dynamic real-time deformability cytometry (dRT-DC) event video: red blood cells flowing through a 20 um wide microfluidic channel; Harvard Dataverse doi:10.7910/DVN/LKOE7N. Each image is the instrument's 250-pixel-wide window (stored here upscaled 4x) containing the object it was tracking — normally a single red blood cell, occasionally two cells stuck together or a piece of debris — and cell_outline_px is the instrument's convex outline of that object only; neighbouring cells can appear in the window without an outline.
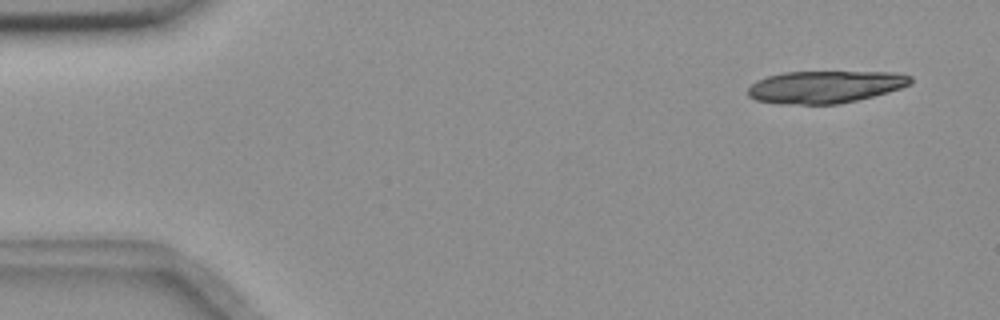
{"species": "common noctule bat (a hibernating species)", "species_latin": "Nyctalus noctula", "temperature_condition": "room temperature", "stored_images_in_passage": 10, "camera_frame_rate_fps": 3000, "um_per_image_px": 0.085, "animal": {"sex": "female", "body_mass_g": 18.4}, "frame": {"image": 1, "passage_image": 2, "time_ms": 0.333, "image_size_px": [1000, 320], "cell_outline_px": [[912, 84], [888, 92], [840, 104], [780, 104], [756, 100], [748, 96], [748, 88], [756, 80], [768, 76], [784, 72], [896, 72], [912, 76]], "centroid_in_image_um": [70.14, 7.38], "position_along_channel_um": 14.9, "area_um2": 30.69}}
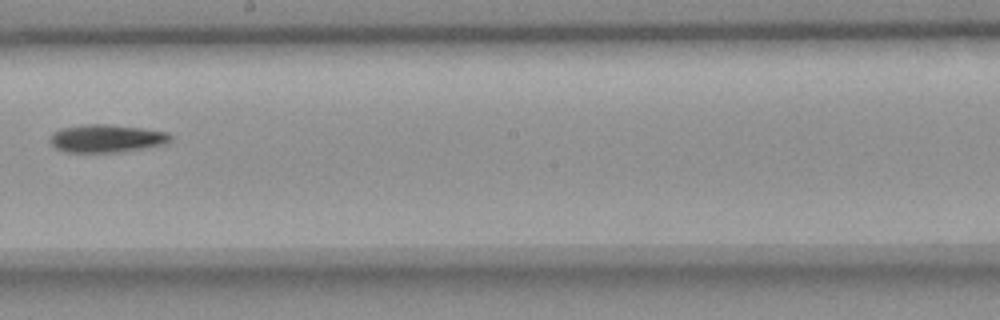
{"frame": {"image": 2, "passage_image": 9, "time_ms": 2.667, "image_size_px": [1000, 320], "cell_outline_px": [[172, 140], [164, 144], [144, 148], [120, 152], [64, 152], [56, 148], [48, 140], [52, 132], [60, 128], [88, 124], [104, 124], [144, 128], [168, 132], [172, 136]], "centroid_in_image_um": [9.04, 11.76], "position_along_channel_um": 239.2, "area_um2": 19.71}}
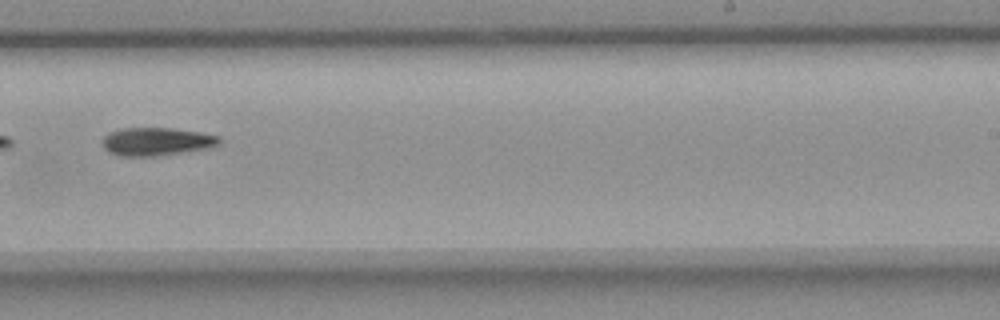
{"frame": {"image": 3, "passage_image": 10, "time_ms": 3.0, "image_size_px": [1000, 320], "cell_outline_px": [[220, 144], [208, 148], [184, 152], [156, 156], [120, 156], [108, 152], [104, 148], [104, 136], [112, 132], [124, 128], [172, 128], [200, 132], [220, 136]], "centroid_in_image_um": [13.34, 12.04], "position_along_channel_um": 275.7, "area_um2": 19.02}}